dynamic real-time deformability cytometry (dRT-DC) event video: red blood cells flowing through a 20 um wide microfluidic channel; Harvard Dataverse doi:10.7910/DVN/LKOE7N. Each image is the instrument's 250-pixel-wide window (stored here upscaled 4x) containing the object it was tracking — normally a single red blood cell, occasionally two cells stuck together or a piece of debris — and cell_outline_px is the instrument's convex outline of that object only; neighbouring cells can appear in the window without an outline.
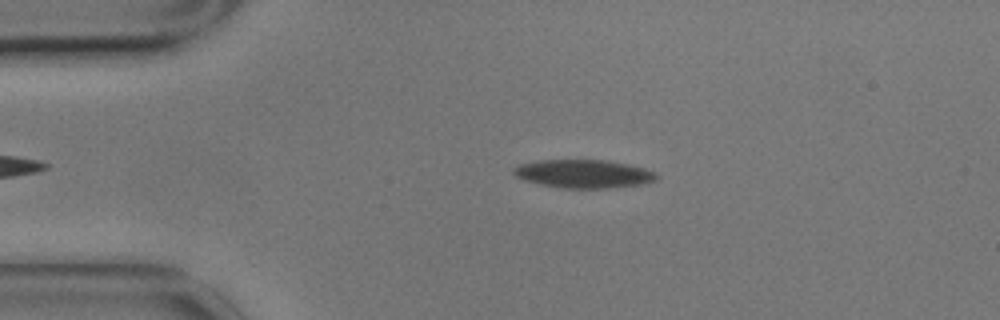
{"species": "common noctule bat (a hibernating species)", "species_latin": "Nyctalus noctula", "temperature_condition": "cold", "stored_images_in_passage": 48, "camera_frame_rate_fps": 3000, "um_per_image_px": 0.085, "animal": {"sex": "male", "body_mass_g": 17.9}, "frame": {"image": 1, "passage_image": 9, "time_ms": 2.667, "image_size_px": [1000, 320], "cell_outline_px": [[660, 176], [656, 180], [640, 184], [608, 188], [564, 188], [544, 184], [528, 180], [516, 176], [512, 172], [512, 168], [520, 164], [536, 160], [608, 160], [628, 164], [644, 168], [656, 172]], "centroid_in_image_um": [49.64, 14.76], "position_along_channel_um": 35.4, "area_um2": 23.41}}
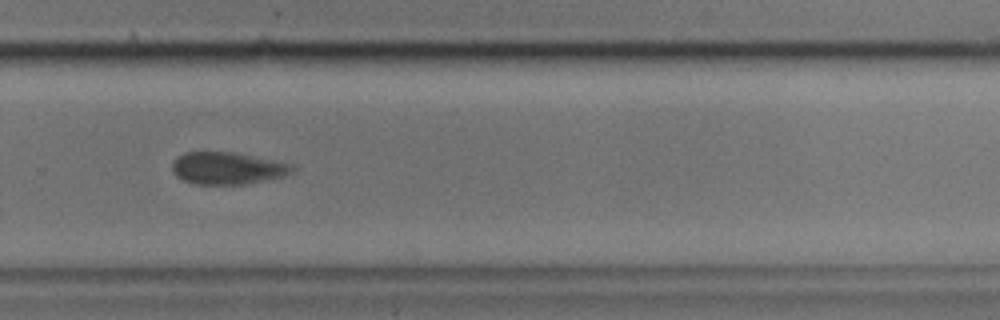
{"frame": {"image": 2, "passage_image": 36, "time_ms": 11.667, "image_size_px": [1000, 320], "cell_outline_px": [[296, 168], [292, 172], [284, 176], [244, 184], [196, 184], [184, 180], [176, 176], [172, 172], [172, 160], [176, 156], [184, 152], [236, 152], [292, 164]], "centroid_in_image_um": [19.3, 14.28], "position_along_channel_um": 310.5, "area_um2": 22.6}}
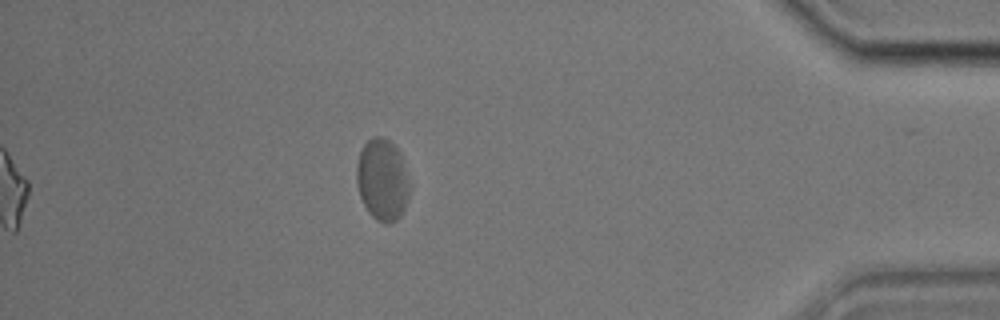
{"frame": {"image": 3, "passage_image": 48, "time_ms": 15.667, "image_size_px": [1000, 320], "cell_outline_px": [[408, 200], [400, 216], [396, 220], [388, 224], [384, 224], [376, 220], [368, 212], [360, 196], [356, 180], [356, 164], [360, 152], [364, 144], [372, 136], [384, 136], [400, 152], [408, 180]], "centroid_in_image_um": [32.48, 15.28], "position_along_channel_um": 402.7, "area_um2": 25.2}, "authors_computed_cell_mechanics": {"area_um2": 24.3916, "velocity_mm_per_s": 3.4263, "shape_relaxation_time_tau1_ms": null, "shape_relaxation_time_tau2_ms": 2.0412, "deformation_change_tau1": null, "deformation_change_tau2": 0.047}}